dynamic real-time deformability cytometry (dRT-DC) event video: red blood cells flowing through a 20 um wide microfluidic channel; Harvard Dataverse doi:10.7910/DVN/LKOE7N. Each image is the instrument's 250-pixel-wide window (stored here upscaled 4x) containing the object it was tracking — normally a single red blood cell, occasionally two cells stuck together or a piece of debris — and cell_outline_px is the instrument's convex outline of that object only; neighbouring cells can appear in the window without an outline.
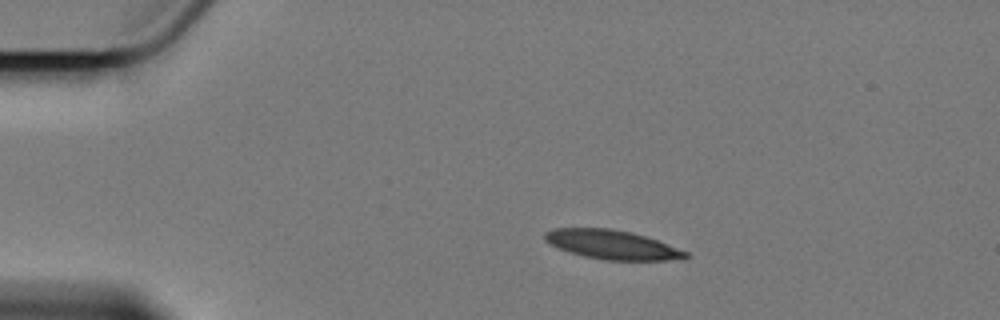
{"species": "Egyptian fruit bat (a non-hibernating species)", "species_latin": "Rousettus aegyptiacus", "temperature_condition": "cold", "stored_images_in_passage": 4, "camera_frame_rate_fps": 3000, "um_per_image_px": 0.085, "animal": {"sex": "female"}, "frame": {"image": 1, "passage_image": 1, "time_ms": 0.0, "image_size_px": [1000, 320], "cell_outline_px": [[692, 256], [684, 260], [604, 260], [584, 256], [568, 252], [548, 244], [544, 240], [544, 232], [556, 228], [608, 228], [632, 232], [656, 240], [688, 252]], "centroid_in_image_um": [52.03, 20.8], "position_along_channel_um": 33.0, "area_um2": 24.04}}
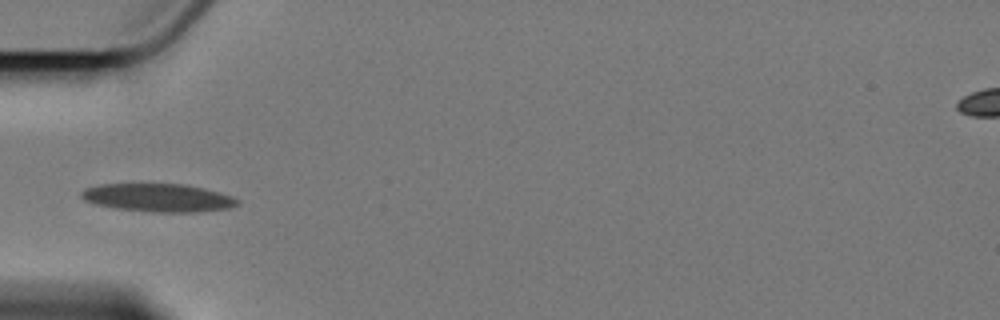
{"frame": {"image": 2, "passage_image": 3, "time_ms": 2.667, "image_size_px": [1000, 320], "cell_outline_px": [[240, 204], [232, 208], [200, 212], [152, 212], [116, 208], [96, 204], [84, 200], [80, 196], [80, 192], [84, 188], [100, 184], [188, 184], [220, 192], [232, 196], [240, 200]], "centroid_in_image_um": [13.49, 16.81], "position_along_channel_um": 71.5, "area_um2": 25.89}}
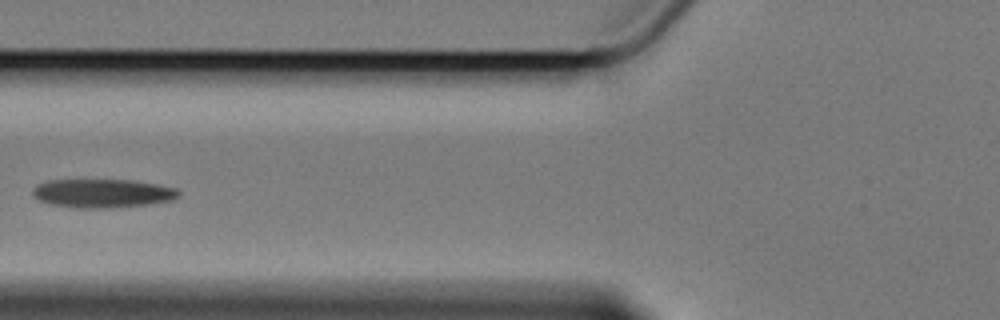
{"frame": {"image": 3, "passage_image": 4, "time_ms": 4.0, "image_size_px": [1000, 320], "cell_outline_px": [[180, 196], [172, 200], [148, 204], [112, 208], [76, 208], [48, 204], [36, 200], [32, 196], [32, 188], [36, 184], [48, 180], [132, 180], [156, 184], [176, 188], [180, 192]], "centroid_in_image_um": [8.65, 16.44], "position_along_channel_um": 117.1, "area_um2": 24.74}}